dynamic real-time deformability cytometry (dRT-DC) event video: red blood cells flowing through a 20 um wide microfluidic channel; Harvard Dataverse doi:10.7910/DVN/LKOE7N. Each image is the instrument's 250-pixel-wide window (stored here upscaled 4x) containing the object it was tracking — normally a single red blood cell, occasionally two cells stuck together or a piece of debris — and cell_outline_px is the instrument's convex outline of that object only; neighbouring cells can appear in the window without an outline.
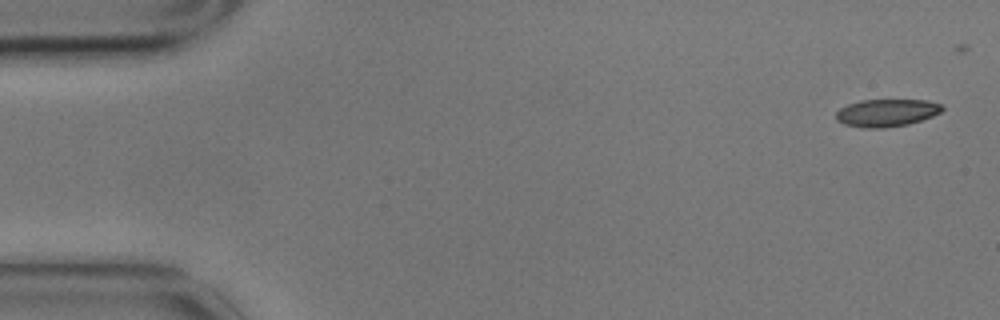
{"species": "common noctule bat (a hibernating species)", "species_latin": "Nyctalus noctula", "temperature_condition": "cold", "stored_images_in_passage": 4, "camera_frame_rate_fps": 3000, "um_per_image_px": 0.085, "animal": {"sex": "male", "body_mass_g": 17.9}, "frame": {"image": 1, "passage_image": 1, "time_ms": 0.0, "image_size_px": [1000, 320], "cell_outline_px": [[944, 108], [940, 112], [932, 116], [908, 124], [884, 128], [864, 128], [844, 124], [836, 120], [836, 112], [840, 108], [848, 104], [860, 100], [928, 100], [944, 104]], "centroid_in_image_um": [75.37, 9.58], "position_along_channel_um": 9.6, "area_um2": 17.11}}